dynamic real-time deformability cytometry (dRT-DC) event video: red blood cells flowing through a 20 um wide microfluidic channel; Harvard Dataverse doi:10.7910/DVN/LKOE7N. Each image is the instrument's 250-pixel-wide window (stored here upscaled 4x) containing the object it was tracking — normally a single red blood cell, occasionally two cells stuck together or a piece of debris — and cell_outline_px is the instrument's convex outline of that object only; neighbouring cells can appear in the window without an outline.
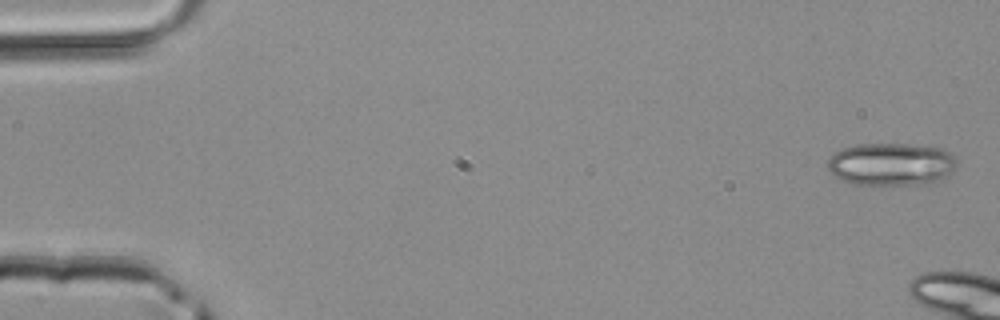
{"species": "common noctule bat (a hibernating species)", "species_latin": "Nyctalus noctula", "temperature_condition": "room temperature", "stored_images_in_passage": 4, "camera_frame_rate_fps": 3000, "um_per_image_px": 0.085, "animal": {"sex": "male", "body_mass_g": 20.4}, "frame": {"image": 1, "passage_image": 1, "time_ms": 0.0, "image_size_px": [1000, 320], "cell_outline_px": [[956, 164], [936, 184], [856, 184], [844, 180], [836, 176], [828, 168], [828, 160], [840, 148], [856, 144], [908, 144], [940, 148], [956, 156]], "centroid_in_image_um": [75.76, 13.95], "position_along_channel_um": 9.2, "area_um2": 31.85}}